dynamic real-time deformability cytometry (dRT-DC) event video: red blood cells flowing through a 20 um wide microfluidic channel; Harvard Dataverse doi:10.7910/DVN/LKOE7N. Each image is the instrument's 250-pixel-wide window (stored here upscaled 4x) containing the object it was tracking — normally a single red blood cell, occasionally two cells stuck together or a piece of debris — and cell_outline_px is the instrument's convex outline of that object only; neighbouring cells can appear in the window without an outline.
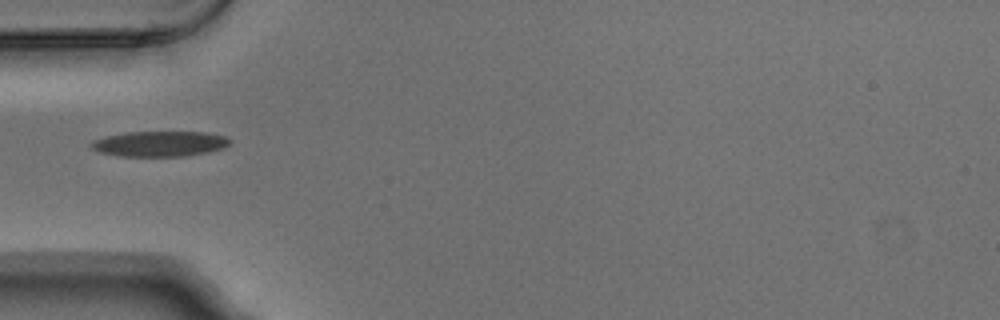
{"species": "Egyptian fruit bat (a non-hibernating species)", "species_latin": "Rousettus aegyptiacus", "temperature_condition": "warm", "stored_images_in_passage": 1, "camera_frame_rate_fps": 3000, "um_per_image_px": 0.085, "animal": {"sex": "male"}, "frame": {"image": 1, "passage_image": 1, "time_ms": 0.0, "image_size_px": [1000, 320], "cell_outline_px": [[232, 140], [224, 148], [208, 152], [184, 156], [120, 156], [100, 152], [92, 148], [88, 144], [92, 140], [124, 132], [208, 132], [224, 136]], "centroid_in_image_um": [13.57, 12.22], "position_along_channel_um": 71.4, "area_um2": 20.52}}